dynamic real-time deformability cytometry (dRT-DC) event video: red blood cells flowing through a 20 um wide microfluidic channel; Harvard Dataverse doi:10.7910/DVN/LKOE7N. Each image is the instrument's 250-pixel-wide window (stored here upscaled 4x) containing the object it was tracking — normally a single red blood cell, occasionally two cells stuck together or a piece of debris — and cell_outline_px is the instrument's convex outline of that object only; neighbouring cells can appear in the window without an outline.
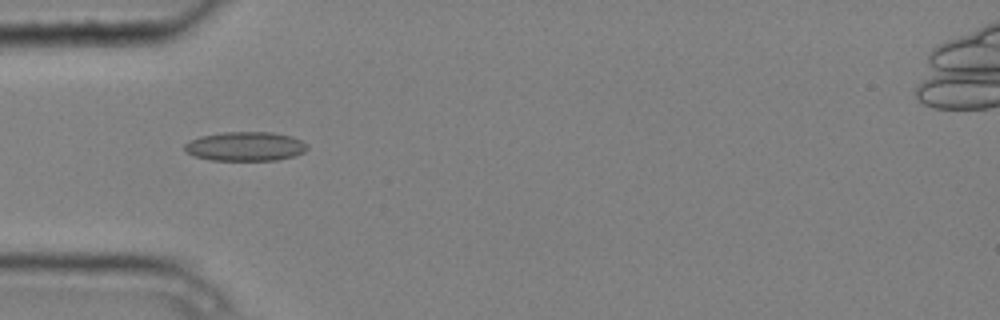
{"species": "common noctule bat (a hibernating species)", "species_latin": "Nyctalus noctula", "temperature_condition": "cold", "stored_images_in_passage": 8, "camera_frame_rate_fps": 3000, "um_per_image_px": 0.085, "animal": {"sex": "male", "body_mass_g": 20.4}, "frame": {"image": 1, "passage_image": 5, "time_ms": 1.333, "image_size_px": [1000, 320], "cell_outline_px": [[308, 148], [304, 152], [296, 156], [276, 160], [212, 160], [196, 156], [188, 152], [184, 148], [184, 144], [200, 136], [224, 132], [272, 132], [292, 136], [308, 144]], "centroid_in_image_um": [20.91, 12.44], "position_along_channel_um": 64.1, "area_um2": 20.81}}
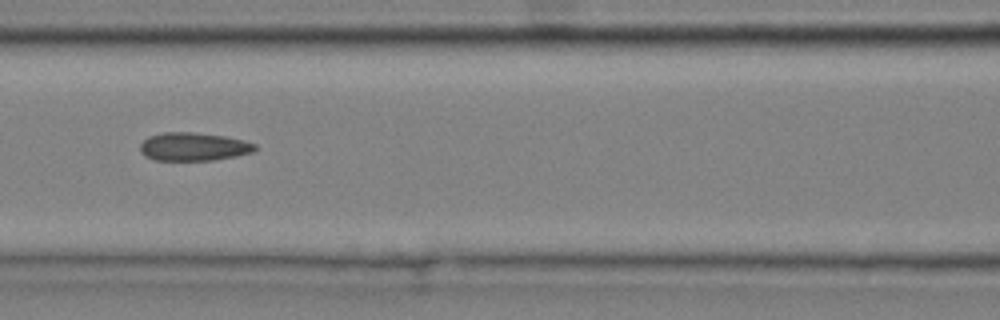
{"frame": {"image": 2, "passage_image": 7, "time_ms": 2.0, "image_size_px": [1000, 320], "cell_outline_px": [[256, 148], [252, 152], [236, 156], [212, 160], [152, 160], [144, 156], [140, 152], [140, 144], [148, 136], [164, 132], [192, 132], [224, 136], [244, 140], [256, 144]], "centroid_in_image_um": [16.42, 12.47], "position_along_channel_um": 150.2, "area_um2": 18.96}}
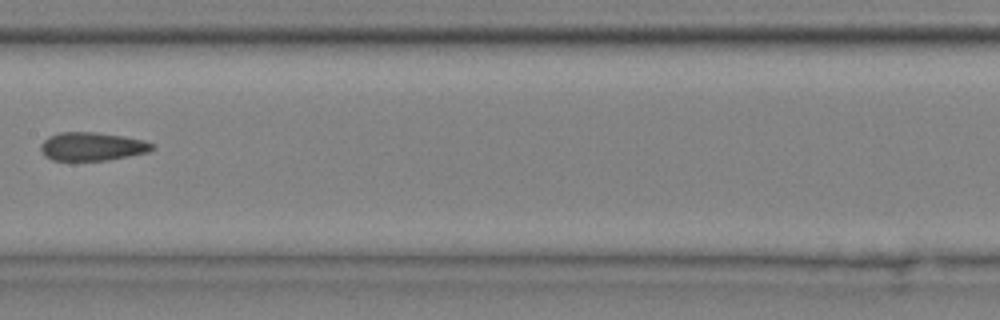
{"frame": {"image": 3, "passage_image": 8, "time_ms": 2.333, "image_size_px": [1000, 320], "cell_outline_px": [[156, 148], [148, 152], [108, 160], [52, 160], [44, 156], [40, 152], [40, 144], [48, 136], [60, 132], [96, 132], [124, 136], [144, 140], [156, 144]], "centroid_in_image_um": [7.83, 12.44], "position_along_channel_um": 199.6, "area_um2": 18.67}}